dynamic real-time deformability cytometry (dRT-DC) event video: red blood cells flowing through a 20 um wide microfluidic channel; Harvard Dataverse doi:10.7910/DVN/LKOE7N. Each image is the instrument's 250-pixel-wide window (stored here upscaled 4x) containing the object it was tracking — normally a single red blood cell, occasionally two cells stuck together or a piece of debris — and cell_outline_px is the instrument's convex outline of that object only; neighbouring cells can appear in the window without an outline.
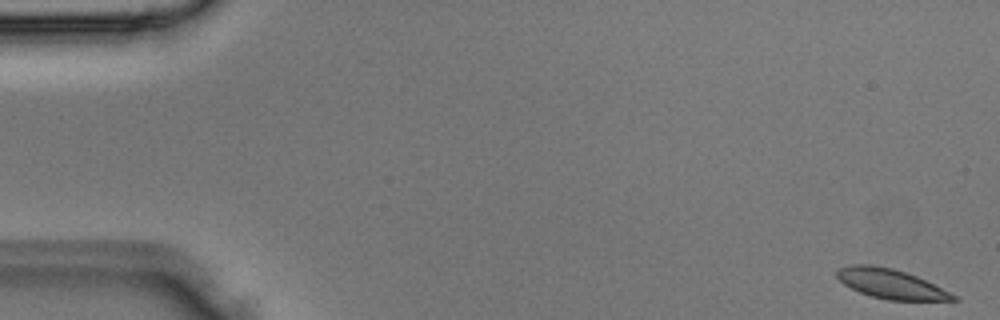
{"species": "Egyptian fruit bat (a non-hibernating species)", "species_latin": "Rousettus aegyptiacus", "temperature_condition": "room temperature", "stored_images_in_passage": 3, "camera_frame_rate_fps": 3000, "um_per_image_px": 0.085, "animal": {"sex": "male"}, "frame": {"image": 1, "passage_image": 1, "time_ms": 0.0, "image_size_px": [1000, 320], "cell_outline_px": [[960, 300], [888, 300], [872, 296], [860, 292], [844, 284], [836, 276], [836, 272], [840, 268], [852, 264], [872, 264], [892, 268], [916, 276], [956, 296]], "centroid_in_image_um": [75.66, 24.11], "position_along_channel_um": 9.3, "area_um2": 19.59}}